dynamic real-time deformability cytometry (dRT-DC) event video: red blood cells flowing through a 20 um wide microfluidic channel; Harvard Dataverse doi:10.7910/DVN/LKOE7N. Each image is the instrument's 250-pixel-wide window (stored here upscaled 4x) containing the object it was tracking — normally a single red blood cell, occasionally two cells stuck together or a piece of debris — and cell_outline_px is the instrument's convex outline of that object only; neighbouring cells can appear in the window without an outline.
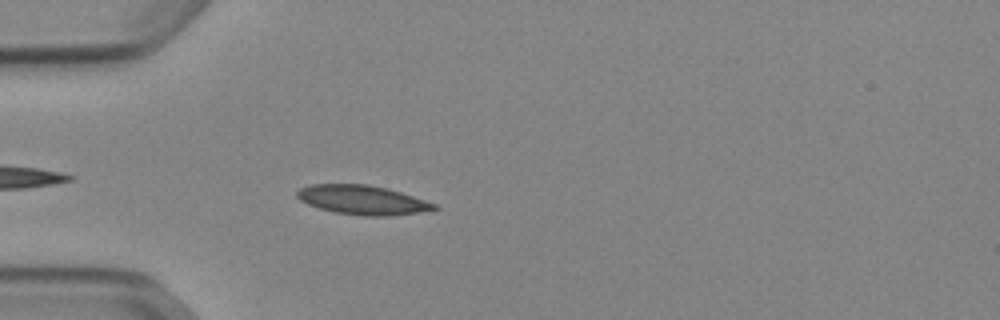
{"species": "Egyptian fruit bat (a non-hibernating species)", "species_latin": "Rousettus aegyptiacus", "temperature_condition": "cold", "stored_images_in_passage": 41, "camera_frame_rate_fps": 3000, "um_per_image_px": 0.085, "animal": {"sex": "female"}, "frame": {"image": 1, "passage_image": 4, "time_ms": 1.0, "image_size_px": [1000, 320], "cell_outline_px": [[440, 208], [432, 212], [388, 216], [364, 216], [336, 212], [320, 208], [308, 204], [300, 200], [296, 196], [296, 192], [300, 188], [312, 184], [368, 184], [388, 188], [436, 204]], "centroid_in_image_um": [30.87, 17.0], "position_along_channel_um": 54.1, "area_um2": 23.58}}
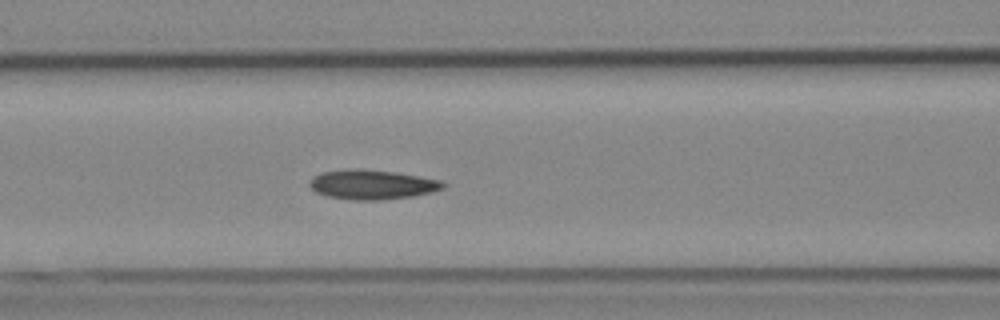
{"frame": {"image": 2, "passage_image": 11, "time_ms": 3.333, "image_size_px": [1000, 320], "cell_outline_px": [[448, 184], [444, 188], [432, 192], [412, 196], [380, 200], [352, 200], [328, 196], [316, 192], [308, 184], [308, 180], [312, 176], [320, 172], [348, 168], [356, 168], [396, 172], [420, 176], [440, 180]], "centroid_in_image_um": [31.61, 15.67], "position_along_channel_um": 135.0, "area_um2": 23.29}}
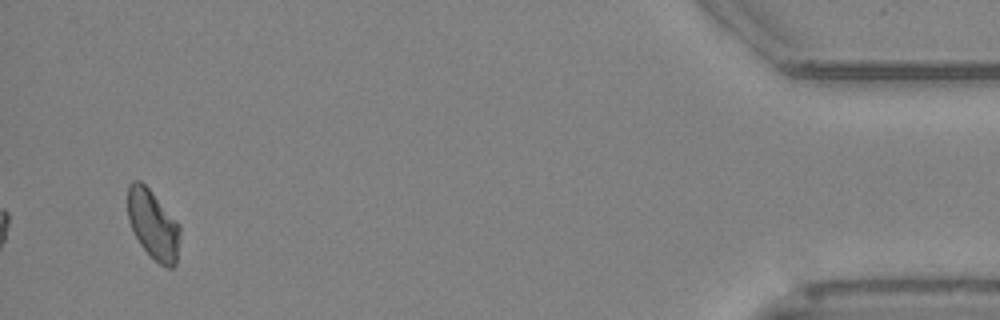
{"frame": {"image": 3, "passage_image": 39, "time_ms": 12.667, "image_size_px": [1000, 320], "cell_outline_px": [[180, 232], [176, 264], [172, 268], [168, 268], [160, 264], [140, 244], [128, 220], [128, 184], [132, 180], [140, 180], [152, 192], [180, 224]], "centroid_in_image_um": [13.02, 19.07], "position_along_channel_um": 422.2, "area_um2": 20.92}}